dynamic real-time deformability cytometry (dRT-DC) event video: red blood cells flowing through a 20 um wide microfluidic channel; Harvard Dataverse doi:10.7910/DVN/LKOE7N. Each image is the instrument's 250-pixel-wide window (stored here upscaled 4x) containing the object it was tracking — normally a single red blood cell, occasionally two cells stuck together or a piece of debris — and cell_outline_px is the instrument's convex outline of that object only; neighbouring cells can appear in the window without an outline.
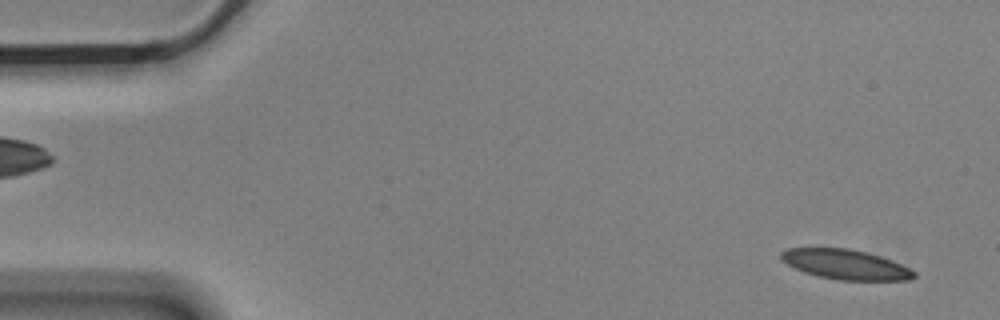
{"species": "Egyptian fruit bat (a non-hibernating species)", "species_latin": "Rousettus aegyptiacus", "temperature_condition": "cold", "stored_images_in_passage": 2, "segment_of_instrument_passage": [2, 2], "camera_frame_rate_fps": 3000, "um_per_image_px": 0.085, "animal": {"sex": "male"}, "frame": {"image": 1, "passage_image": 2, "time_ms": 0.333, "image_size_px": [1000, 320], "cell_outline_px": [[916, 276], [912, 280], [840, 280], [820, 276], [804, 272], [780, 260], [780, 252], [788, 248], [848, 248], [880, 256], [892, 260], [916, 272]], "centroid_in_image_um": [71.87, 22.48], "position_along_channel_um": 13.1, "area_um2": 22.95}}